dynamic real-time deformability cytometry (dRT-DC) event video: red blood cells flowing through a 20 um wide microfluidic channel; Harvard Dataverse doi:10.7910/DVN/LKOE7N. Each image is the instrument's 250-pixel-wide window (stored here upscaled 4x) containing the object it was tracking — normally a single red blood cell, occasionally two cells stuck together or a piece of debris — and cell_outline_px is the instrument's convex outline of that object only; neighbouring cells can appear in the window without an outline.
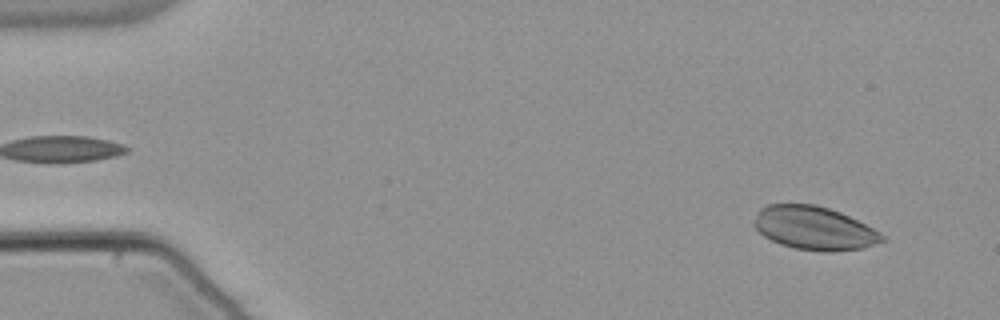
{"species": "common noctule bat (a hibernating species)", "species_latin": "Nyctalus noctula", "temperature_condition": "warm", "stored_images_in_passage": 53, "camera_frame_rate_fps": 3000, "um_per_image_px": 0.085, "animal": {"sex": "male", "body_mass_g": 21.5, "forearm_length_mm": 52.0}, "frame": {"image": 1, "passage_image": 4, "time_ms": 1.0, "image_size_px": [1000, 320], "cell_outline_px": [[888, 240], [864, 248], [832, 252], [824, 252], [796, 248], [780, 244], [764, 236], [752, 224], [752, 220], [760, 208], [768, 204], [816, 204], [840, 212], [880, 232]], "centroid_in_image_um": [69.2, 19.39], "position_along_channel_um": 15.8, "area_um2": 32.48}}
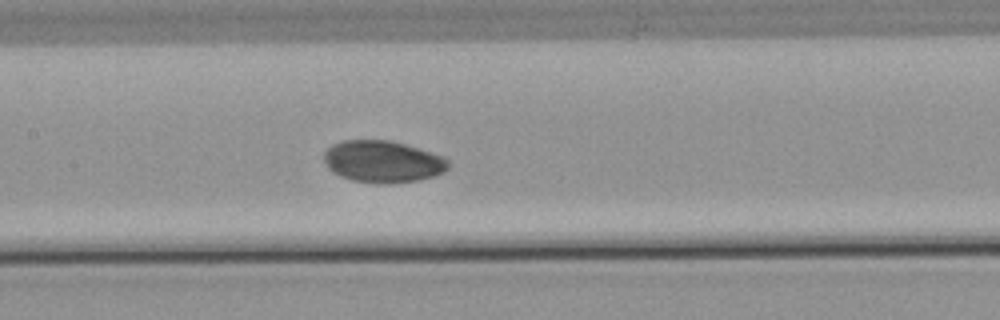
{"frame": {"image": 2, "passage_image": 26, "time_ms": 8.333, "image_size_px": [1000, 320], "cell_outline_px": [[448, 168], [444, 172], [432, 176], [416, 180], [384, 184], [380, 184], [352, 180], [340, 176], [332, 172], [328, 168], [324, 160], [324, 152], [332, 144], [344, 140], [388, 140], [404, 144], [444, 156], [448, 160]], "centroid_in_image_um": [32.51, 13.73], "position_along_channel_um": 174.9, "area_um2": 30.23}}
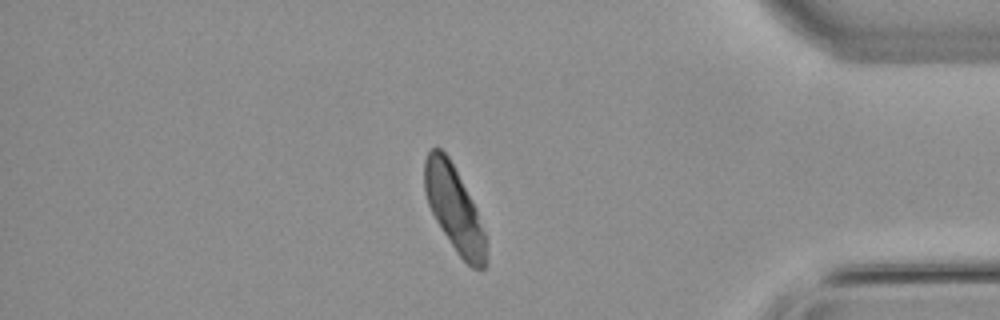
{"frame": {"image": 3, "passage_image": 46, "time_ms": 15.0, "image_size_px": [1000, 320], "cell_outline_px": [[488, 260], [484, 268], [472, 268], [456, 252], [436, 220], [428, 204], [424, 192], [424, 160], [428, 152], [432, 148], [440, 148], [448, 156], [476, 208], [484, 232]], "centroid_in_image_um": [38.6, 17.75], "position_along_channel_um": 396.6, "area_um2": 30.17}}